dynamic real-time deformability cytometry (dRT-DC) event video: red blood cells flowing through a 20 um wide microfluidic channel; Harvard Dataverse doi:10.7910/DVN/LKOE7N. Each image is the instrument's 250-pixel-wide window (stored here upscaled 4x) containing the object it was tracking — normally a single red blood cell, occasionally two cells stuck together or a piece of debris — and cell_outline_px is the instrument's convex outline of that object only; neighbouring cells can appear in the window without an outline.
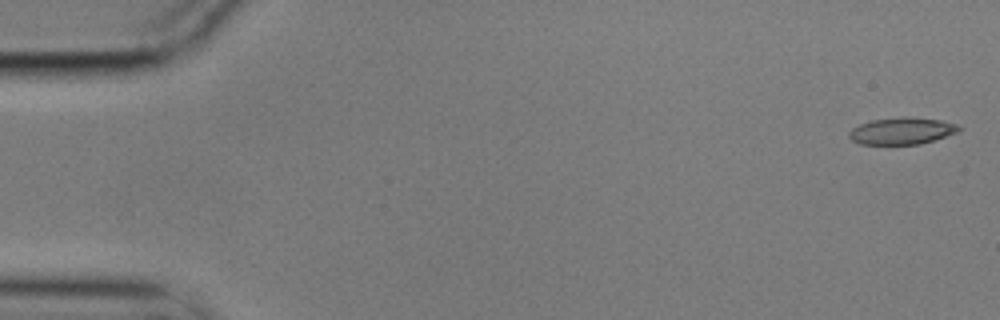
{"species": "common noctule bat (a hibernating species)", "species_latin": "Nyctalus noctula", "temperature_condition": "cold", "stored_images_in_passage": 57, "camera_frame_rate_fps": 3000, "um_per_image_px": 0.085, "animal": {"sex": "male", "body_mass_g": 17.9}, "frame": {"image": 1, "passage_image": 2, "time_ms": 0.333, "image_size_px": [1000, 320], "cell_outline_px": [[964, 128], [960, 132], [920, 144], [860, 144], [852, 140], [848, 136], [848, 132], [852, 128], [860, 124], [872, 120], [904, 116], [908, 116], [940, 120], [956, 124]], "centroid_in_image_um": [76.69, 11.12], "position_along_channel_um": 8.3, "area_um2": 17.34}}
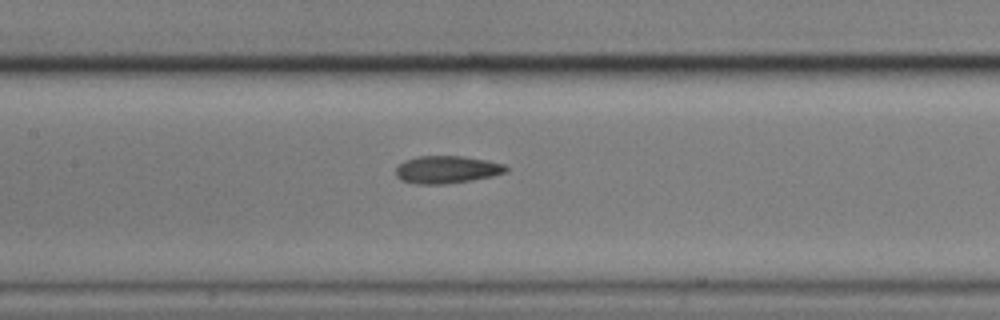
{"frame": {"image": 2, "passage_image": 27, "time_ms": 8.667, "image_size_px": [1000, 320], "cell_outline_px": [[508, 172], [492, 176], [472, 180], [444, 184], [416, 184], [400, 180], [396, 176], [396, 168], [404, 160], [420, 156], [464, 156], [488, 160], [504, 164], [508, 168]], "centroid_in_image_um": [37.99, 14.41], "position_along_channel_um": 169.4, "area_um2": 17.8}}
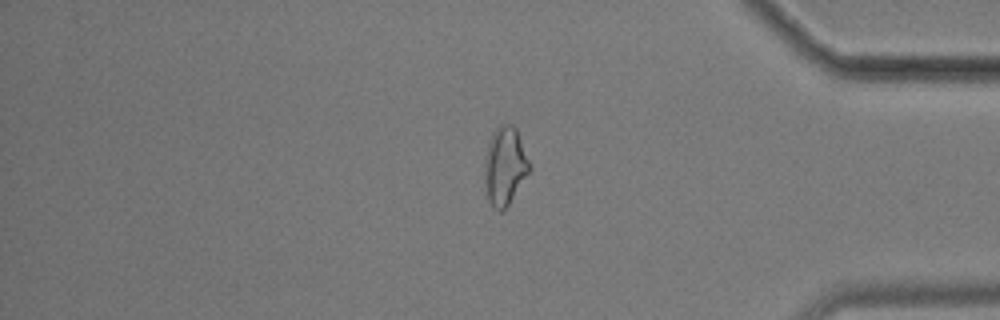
{"frame": {"image": 3, "passage_image": 48, "time_ms": 15.667, "image_size_px": [1000, 320], "cell_outline_px": [[532, 168], [508, 204], [500, 212], [492, 208], [488, 200], [484, 176], [484, 160], [488, 144], [496, 128], [500, 124], [512, 124], [516, 128], [532, 164]], "centroid_in_image_um": [42.93, 14.1], "position_along_channel_um": 392.3, "area_um2": 20.58}, "authors_computed_cell_mechanics": {"area_um2": 17.8602, "velocity_mm_per_s": 3.5205, "shape_relaxation_time_tau1_ms": 6.7957, "shape_relaxation_time_tau2_ms": 3.9425, "deformation_change_tau1": 0.176, "deformation_change_tau2": 0.12}}